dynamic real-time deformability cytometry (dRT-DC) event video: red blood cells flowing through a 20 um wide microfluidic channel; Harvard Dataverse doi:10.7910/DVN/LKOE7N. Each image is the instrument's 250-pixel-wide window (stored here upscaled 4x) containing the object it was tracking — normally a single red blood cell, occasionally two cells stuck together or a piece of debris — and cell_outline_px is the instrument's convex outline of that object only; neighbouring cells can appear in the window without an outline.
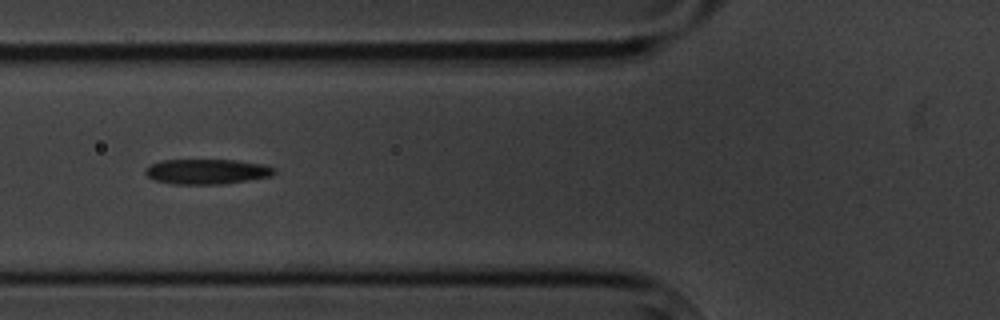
{"species": "common noctule bat (a hibernating species)", "species_latin": "Nyctalus noctula", "temperature_condition": "cold", "stored_images_in_passage": 9, "camera_frame_rate_fps": 3000, "um_per_image_px": 0.085, "animal": {"sex": "male", "body_mass_g": 20.1, "forearm_length_mm": 53.5}, "frame": {"image": 1, "passage_image": 6, "time_ms": 5.667, "image_size_px": [1000, 320], "cell_outline_px": [[276, 172], [272, 176], [224, 184], [172, 184], [156, 180], [148, 176], [144, 172], [144, 168], [160, 160], [236, 160], [264, 164], [276, 168]], "centroid_in_image_um": [17.61, 14.58], "position_along_channel_um": 108.2, "area_um2": 18.96}}
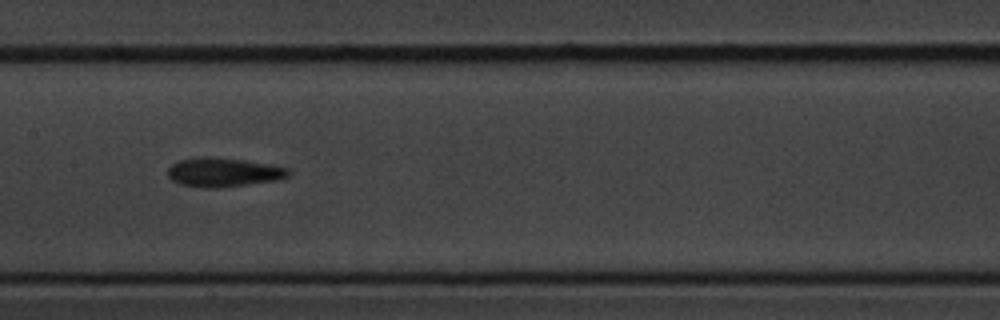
{"frame": {"image": 2, "passage_image": 8, "time_ms": 8.0, "image_size_px": [1000, 320], "cell_outline_px": [[292, 172], [288, 176], [276, 180], [220, 188], [204, 188], [180, 184], [172, 180], [168, 176], [168, 168], [172, 164], [180, 160], [200, 156], [208, 156], [244, 160], [288, 168]], "centroid_in_image_um": [18.96, 14.64], "position_along_channel_um": 188.4, "area_um2": 20.4}}
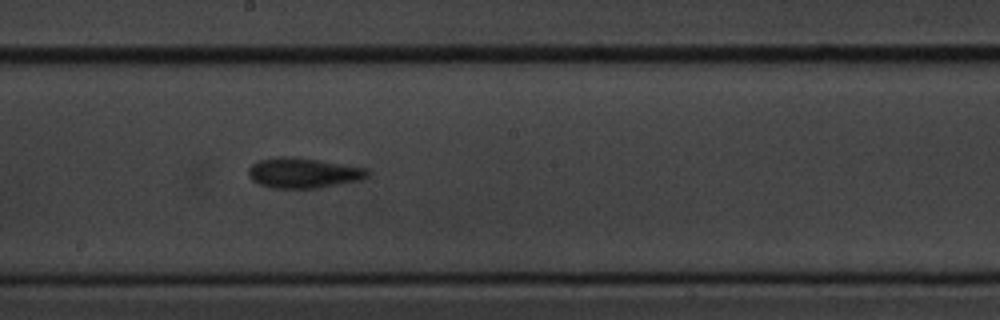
{"frame": {"image": 3, "passage_image": 9, "time_ms": 9.0, "image_size_px": [1000, 320], "cell_outline_px": [[368, 176], [360, 180], [320, 188], [272, 188], [260, 184], [252, 180], [248, 176], [248, 168], [252, 164], [260, 160], [276, 156], [296, 156], [368, 168]], "centroid_in_image_um": [25.77, 14.69], "position_along_channel_um": 222.4, "area_um2": 21.21}}